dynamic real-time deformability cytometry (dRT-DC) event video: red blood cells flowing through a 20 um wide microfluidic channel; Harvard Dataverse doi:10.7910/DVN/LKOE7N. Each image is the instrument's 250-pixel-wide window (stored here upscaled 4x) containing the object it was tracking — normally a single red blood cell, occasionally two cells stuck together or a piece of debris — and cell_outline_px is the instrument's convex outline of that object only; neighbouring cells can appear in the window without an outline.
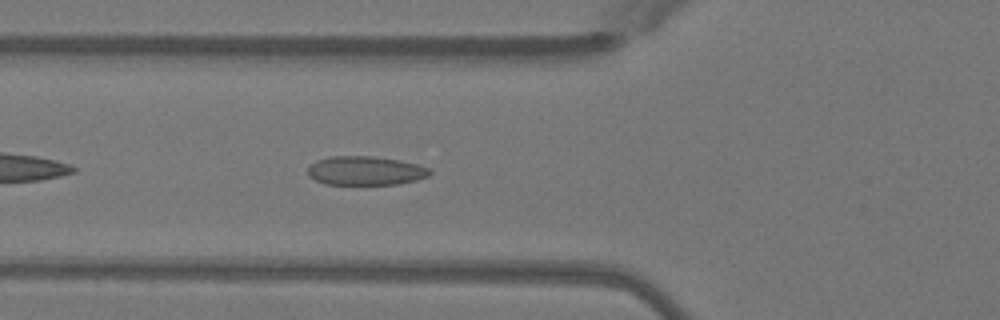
{"species": "Egyptian fruit bat (a non-hibernating species)", "species_latin": "Rousettus aegyptiacus", "temperature_condition": "warm", "stored_images_in_passage": 37, "camera_frame_rate_fps": 3000, "um_per_image_px": 0.085, "animal": {"sex": "female"}, "frame": {"image": 1, "passage_image": 5, "time_ms": 1.333, "image_size_px": [1000, 320], "cell_outline_px": [[432, 172], [428, 176], [416, 180], [400, 184], [324, 184], [308, 176], [308, 168], [316, 160], [328, 156], [372, 156], [400, 160], [432, 168]], "centroid_in_image_um": [31.08, 14.5], "position_along_channel_um": 94.7, "area_um2": 20.69}}
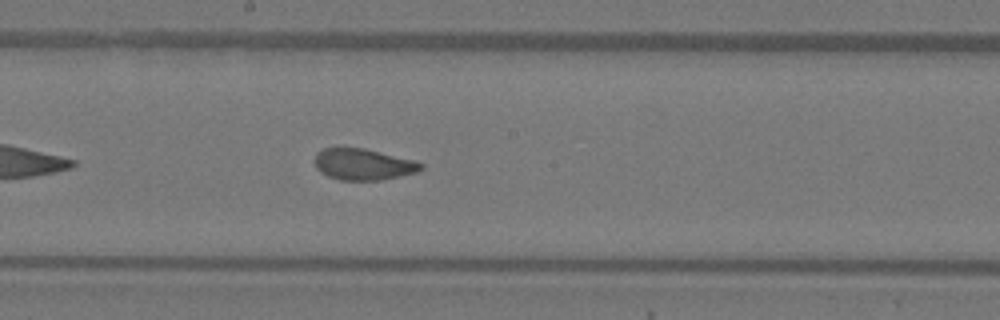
{"frame": {"image": 2, "passage_image": 14, "time_ms": 4.333, "image_size_px": [1000, 320], "cell_outline_px": [[424, 168], [416, 172], [380, 180], [340, 180], [328, 176], [320, 172], [316, 168], [316, 152], [324, 148], [336, 144], [364, 148], [416, 160], [424, 164]], "centroid_in_image_um": [30.84, 13.92], "position_along_channel_um": 217.4, "area_um2": 19.94}}
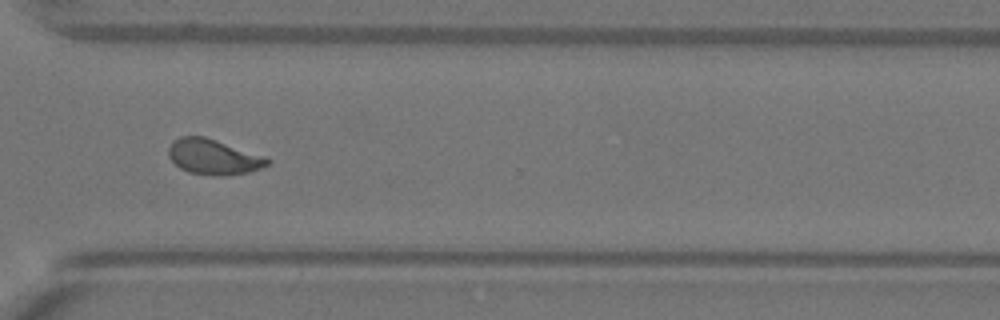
{"frame": {"image": 3, "passage_image": 24, "time_ms": 7.667, "image_size_px": [1000, 320], "cell_outline_px": [[272, 160], [268, 164], [260, 168], [248, 172], [220, 176], [212, 176], [188, 172], [180, 168], [168, 156], [168, 148], [180, 136], [204, 136], [264, 156]], "centroid_in_image_um": [18.13, 13.34], "position_along_channel_um": 352.5, "area_um2": 20.11}, "authors_computed_cell_mechanics": {"area_um2": 19.941, "velocity_mm_per_s": 4.0784, "shape_relaxation_time_tau1_ms": 11.3577, "shape_relaxation_time_tau2_ms": 0.8597, "deformation_change_tau1": 0.2352, "deformation_change_tau2": 0.0537}}